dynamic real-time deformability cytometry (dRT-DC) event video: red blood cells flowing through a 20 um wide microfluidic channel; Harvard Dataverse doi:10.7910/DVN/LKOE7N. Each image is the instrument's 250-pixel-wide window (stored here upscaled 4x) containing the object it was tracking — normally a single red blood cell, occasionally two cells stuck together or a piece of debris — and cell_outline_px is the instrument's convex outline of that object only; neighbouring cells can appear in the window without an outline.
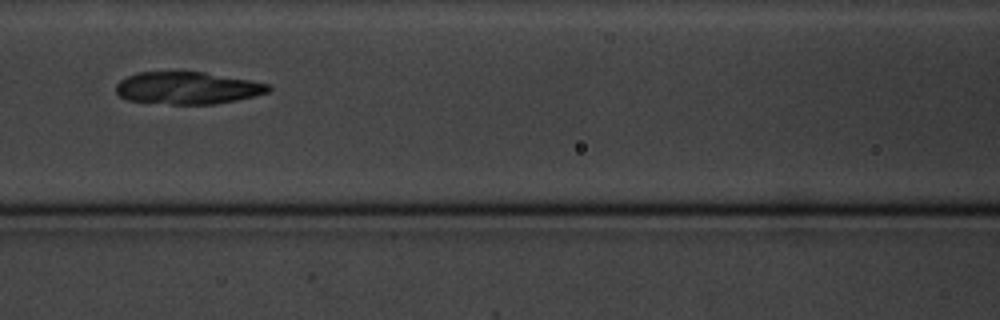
{"species": "common noctule bat (a hibernating species)", "species_latin": "Nyctalus noctula", "temperature_condition": "cold", "stored_images_in_passage": 16, "camera_frame_rate_fps": 3000, "um_per_image_px": 0.085, "animal": {"sex": "male", "body_mass_g": 20.1, "forearm_length_mm": 53.5}, "frame": {"image": 1, "passage_image": 7, "time_ms": 8.0, "image_size_px": [1000, 320], "cell_outline_px": [[272, 88], [268, 92], [236, 100], [212, 104], [172, 104], [128, 100], [120, 96], [116, 92], [116, 84], [120, 80], [136, 72], [204, 72], [248, 80], [268, 84]], "centroid_in_image_um": [15.9, 7.48], "position_along_channel_um": 150.7, "area_um2": 28.32}}
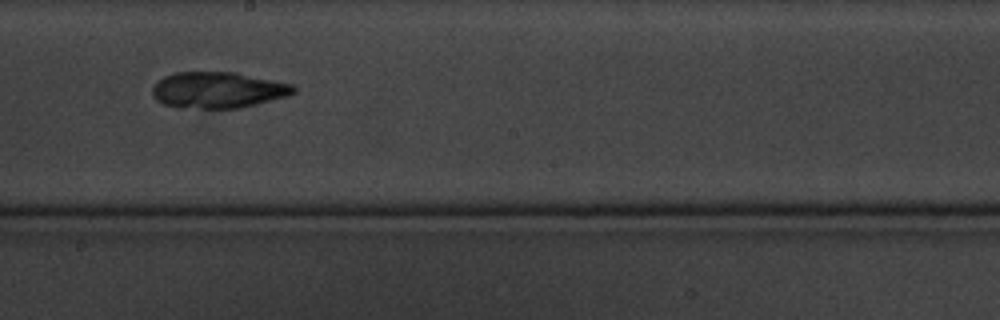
{"frame": {"image": 2, "passage_image": 9, "time_ms": 10.333, "image_size_px": [1000, 320], "cell_outline_px": [[296, 92], [288, 96], [240, 108], [204, 108], [164, 104], [156, 100], [152, 96], [152, 88], [164, 76], [176, 72], [236, 72], [292, 84], [296, 88]], "centroid_in_image_um": [18.56, 7.64], "position_along_channel_um": 229.6, "area_um2": 29.48}}
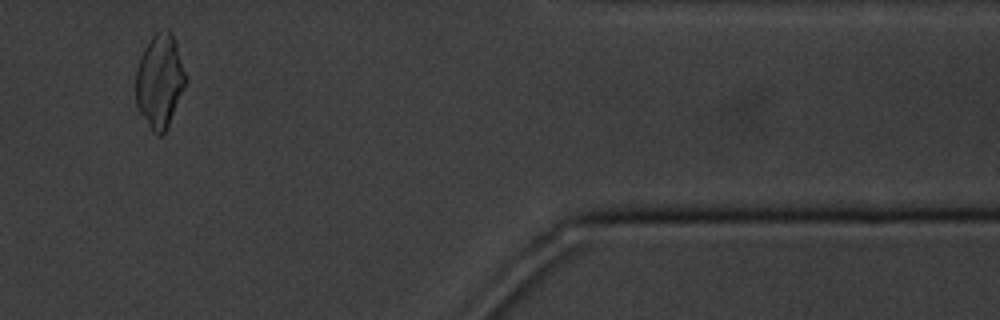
{"frame": {"image": 3, "passage_image": 14, "time_ms": 16.333, "image_size_px": [1000, 320], "cell_outline_px": [[188, 80], [168, 124], [164, 132], [160, 136], [156, 136], [152, 132], [140, 112], [136, 104], [136, 72], [140, 56], [144, 48], [152, 36], [160, 28], [168, 28], [172, 32], [176, 40], [188, 76]], "centroid_in_image_um": [13.6, 6.82], "position_along_channel_um": 397.8, "area_um2": 27.63}, "authors_computed_cell_mechanics": {"area_um2": 28.9, "velocity_mm_per_s": 3.4002, "shape_relaxation_time_tau1_ms": null, "shape_relaxation_time_tau2_ms": 4.5739, "deformation_change_tau1": null, "deformation_change_tau2": 0.0748}}